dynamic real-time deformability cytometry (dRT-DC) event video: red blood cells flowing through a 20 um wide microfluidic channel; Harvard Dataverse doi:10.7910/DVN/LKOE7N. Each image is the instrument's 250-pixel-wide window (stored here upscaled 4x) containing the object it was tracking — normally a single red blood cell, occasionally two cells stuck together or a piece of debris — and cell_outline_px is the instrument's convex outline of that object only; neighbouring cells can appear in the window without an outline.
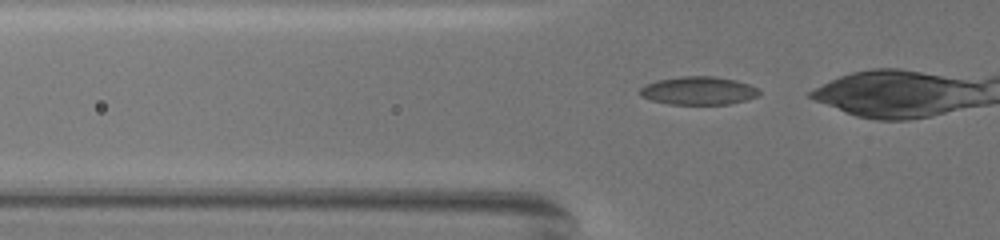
{"species": "common noctule bat (a hibernating species)", "species_latin": "Nyctalus noctula", "temperature_condition": "warm", "stored_images_in_passage": 37, "camera_frame_rate_fps": 3000, "um_per_image_px": 0.085, "animal": {"sex": "female", "body_mass_g": 19.5, "forearm_length_mm": 54.1}, "frame": {"image": 1, "passage_image": 2, "time_ms": 0.333, "image_size_px": [1000, 240], "cell_outline_px": [[760, 92], [756, 96], [744, 100], [728, 104], [668, 104], [652, 100], [640, 96], [640, 88], [644, 84], [656, 80], [680, 76], [712, 76], [736, 80], [760, 88]], "centroid_in_image_um": [59.34, 7.7], "position_along_channel_um": 66.5, "area_um2": 19.59}}
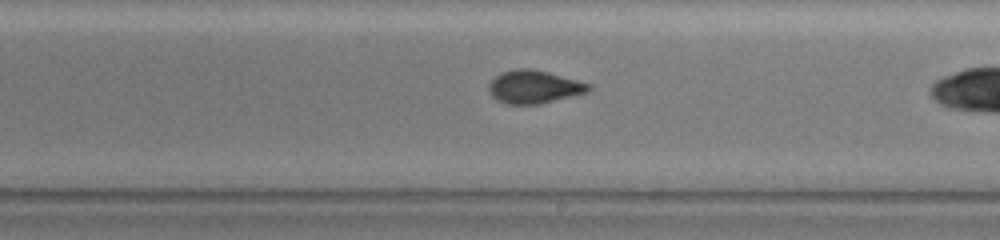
{"frame": {"image": 2, "passage_image": 20, "time_ms": 6.333, "image_size_px": [1000, 240], "cell_outline_px": [[592, 88], [588, 92], [540, 104], [508, 104], [496, 100], [488, 92], [488, 84], [500, 72], [516, 68], [528, 68], [548, 72], [592, 84]], "centroid_in_image_um": [45.38, 7.38], "position_along_channel_um": 243.6, "area_um2": 19.36}}
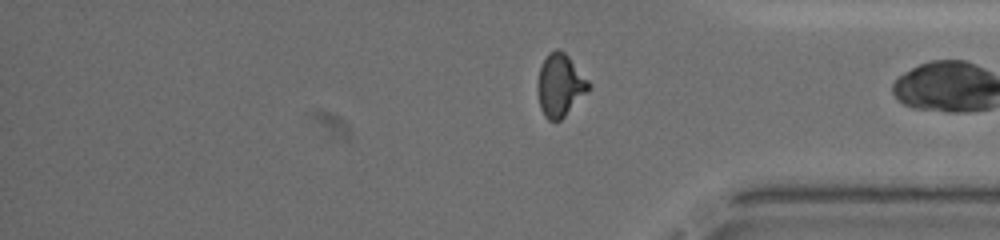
{"frame": {"image": 3, "passage_image": 35, "time_ms": 11.333, "image_size_px": [1000, 240], "cell_outline_px": [[592, 88], [560, 120], [548, 120], [544, 116], [540, 108], [536, 88], [540, 68], [548, 52], [556, 48], [560, 48], [568, 56], [592, 84]], "centroid_in_image_um": [47.61, 7.23], "position_along_channel_um": 387.6, "area_um2": 18.79}}